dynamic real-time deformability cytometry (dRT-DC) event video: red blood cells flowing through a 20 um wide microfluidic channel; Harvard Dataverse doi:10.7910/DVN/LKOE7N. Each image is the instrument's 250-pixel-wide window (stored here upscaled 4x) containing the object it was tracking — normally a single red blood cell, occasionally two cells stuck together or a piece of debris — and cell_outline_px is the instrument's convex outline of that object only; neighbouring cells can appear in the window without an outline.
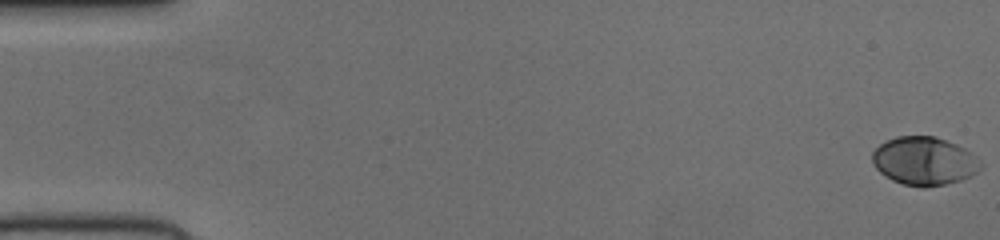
{"species": "human", "species_latin": "Homo sapiens", "temperature_condition": "cold", "stored_images_in_passage": 53, "camera_frame_rate_fps": 3000, "um_per_image_px": 0.085, "donor": {"sex": "female"}, "frame": {"image": 1, "passage_image": 1, "time_ms": 0.0, "image_size_px": [1000, 240], "cell_outline_px": [[984, 164], [976, 172], [960, 180], [944, 184], [924, 188], [920, 188], [904, 184], [892, 180], [884, 176], [872, 164], [872, 152], [880, 144], [896, 136], [936, 136], [956, 144], [964, 148], [976, 156]], "centroid_in_image_um": [78.54, 13.69], "position_along_channel_um": 6.5, "area_um2": 30.58}}
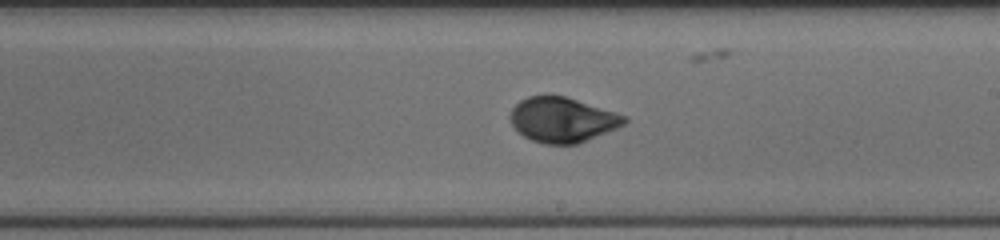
{"frame": {"image": 2, "passage_image": 31, "time_ms": 10.0, "image_size_px": [1000, 240], "cell_outline_px": [[628, 120], [624, 124], [616, 128], [576, 144], [544, 144], [532, 140], [524, 136], [512, 124], [508, 116], [512, 108], [520, 100], [528, 96], [564, 96], [616, 112], [628, 116]], "centroid_in_image_um": [47.79, 10.18], "position_along_channel_um": 241.2, "area_um2": 29.59}}
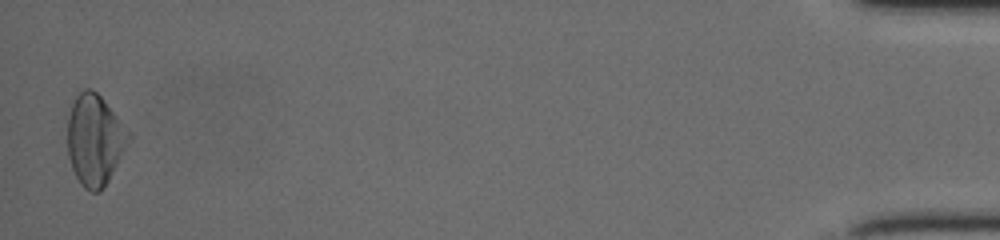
{"frame": {"image": 3, "passage_image": 52, "time_ms": 17.0, "image_size_px": [1000, 240], "cell_outline_px": [[132, 140], [108, 180], [100, 192], [92, 192], [84, 188], [80, 184], [72, 168], [68, 156], [68, 116], [72, 104], [76, 96], [84, 88], [92, 88], [104, 100], [132, 132]], "centroid_in_image_um": [8.09, 11.88], "position_along_channel_um": 427.1, "area_um2": 32.71}}